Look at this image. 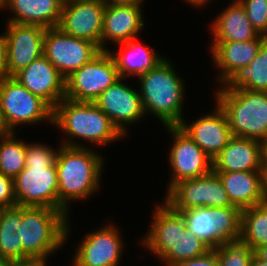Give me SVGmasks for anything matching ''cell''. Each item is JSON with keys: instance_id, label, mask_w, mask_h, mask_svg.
<instances>
[{"instance_id": "1", "label": "cell", "mask_w": 267, "mask_h": 266, "mask_svg": "<svg viewBox=\"0 0 267 266\" xmlns=\"http://www.w3.org/2000/svg\"><path fill=\"white\" fill-rule=\"evenodd\" d=\"M59 151L43 143L26 142L25 168L14 178L18 206L60 210L56 157Z\"/></svg>"}, {"instance_id": "2", "label": "cell", "mask_w": 267, "mask_h": 266, "mask_svg": "<svg viewBox=\"0 0 267 266\" xmlns=\"http://www.w3.org/2000/svg\"><path fill=\"white\" fill-rule=\"evenodd\" d=\"M103 157L89 147H67L59 144L56 157L60 211L67 216L69 204L91 198L100 187Z\"/></svg>"}, {"instance_id": "3", "label": "cell", "mask_w": 267, "mask_h": 266, "mask_svg": "<svg viewBox=\"0 0 267 266\" xmlns=\"http://www.w3.org/2000/svg\"><path fill=\"white\" fill-rule=\"evenodd\" d=\"M52 125L59 127L68 136L61 142V145L67 147H85L77 140H72L75 138L89 141L94 146H106L124 138L111 119L94 102H77L63 98L53 109Z\"/></svg>"}, {"instance_id": "4", "label": "cell", "mask_w": 267, "mask_h": 266, "mask_svg": "<svg viewBox=\"0 0 267 266\" xmlns=\"http://www.w3.org/2000/svg\"><path fill=\"white\" fill-rule=\"evenodd\" d=\"M172 64L164 58L153 69L138 77L145 115L149 113L156 116L165 127L179 126L184 120L185 83Z\"/></svg>"}, {"instance_id": "5", "label": "cell", "mask_w": 267, "mask_h": 266, "mask_svg": "<svg viewBox=\"0 0 267 266\" xmlns=\"http://www.w3.org/2000/svg\"><path fill=\"white\" fill-rule=\"evenodd\" d=\"M216 104L225 112L232 135L261 142L267 137V92L221 85Z\"/></svg>"}, {"instance_id": "6", "label": "cell", "mask_w": 267, "mask_h": 266, "mask_svg": "<svg viewBox=\"0 0 267 266\" xmlns=\"http://www.w3.org/2000/svg\"><path fill=\"white\" fill-rule=\"evenodd\" d=\"M69 216L48 207H22L23 260H47L70 234Z\"/></svg>"}, {"instance_id": "7", "label": "cell", "mask_w": 267, "mask_h": 266, "mask_svg": "<svg viewBox=\"0 0 267 266\" xmlns=\"http://www.w3.org/2000/svg\"><path fill=\"white\" fill-rule=\"evenodd\" d=\"M0 117L6 132L38 122L53 124V109L14 77L0 79Z\"/></svg>"}, {"instance_id": "8", "label": "cell", "mask_w": 267, "mask_h": 266, "mask_svg": "<svg viewBox=\"0 0 267 266\" xmlns=\"http://www.w3.org/2000/svg\"><path fill=\"white\" fill-rule=\"evenodd\" d=\"M241 209L229 207H201L183 214L186 226L211 249L223 242L241 237Z\"/></svg>"}, {"instance_id": "9", "label": "cell", "mask_w": 267, "mask_h": 266, "mask_svg": "<svg viewBox=\"0 0 267 266\" xmlns=\"http://www.w3.org/2000/svg\"><path fill=\"white\" fill-rule=\"evenodd\" d=\"M120 79L115 61L102 50L65 79V98L77 102H94L101 93Z\"/></svg>"}, {"instance_id": "10", "label": "cell", "mask_w": 267, "mask_h": 266, "mask_svg": "<svg viewBox=\"0 0 267 266\" xmlns=\"http://www.w3.org/2000/svg\"><path fill=\"white\" fill-rule=\"evenodd\" d=\"M166 194L164 201L176 211L234 206L228 199L220 177L213 170L199 178L177 182L166 191Z\"/></svg>"}, {"instance_id": "11", "label": "cell", "mask_w": 267, "mask_h": 266, "mask_svg": "<svg viewBox=\"0 0 267 266\" xmlns=\"http://www.w3.org/2000/svg\"><path fill=\"white\" fill-rule=\"evenodd\" d=\"M101 51L95 43L67 35L58 27L46 29L43 55L65 79Z\"/></svg>"}, {"instance_id": "12", "label": "cell", "mask_w": 267, "mask_h": 266, "mask_svg": "<svg viewBox=\"0 0 267 266\" xmlns=\"http://www.w3.org/2000/svg\"><path fill=\"white\" fill-rule=\"evenodd\" d=\"M173 144L168 154L172 169L167 189L181 180L199 178L213 170V160L179 126H167Z\"/></svg>"}, {"instance_id": "13", "label": "cell", "mask_w": 267, "mask_h": 266, "mask_svg": "<svg viewBox=\"0 0 267 266\" xmlns=\"http://www.w3.org/2000/svg\"><path fill=\"white\" fill-rule=\"evenodd\" d=\"M111 223L86 234L75 249L72 266H119L124 243Z\"/></svg>"}, {"instance_id": "14", "label": "cell", "mask_w": 267, "mask_h": 266, "mask_svg": "<svg viewBox=\"0 0 267 266\" xmlns=\"http://www.w3.org/2000/svg\"><path fill=\"white\" fill-rule=\"evenodd\" d=\"M6 25L7 77H13L43 55L46 28L13 22Z\"/></svg>"}, {"instance_id": "15", "label": "cell", "mask_w": 267, "mask_h": 266, "mask_svg": "<svg viewBox=\"0 0 267 266\" xmlns=\"http://www.w3.org/2000/svg\"><path fill=\"white\" fill-rule=\"evenodd\" d=\"M118 79L94 103L111 119L118 130L127 136V125H134L146 116L139 91ZM142 119V120H141Z\"/></svg>"}, {"instance_id": "16", "label": "cell", "mask_w": 267, "mask_h": 266, "mask_svg": "<svg viewBox=\"0 0 267 266\" xmlns=\"http://www.w3.org/2000/svg\"><path fill=\"white\" fill-rule=\"evenodd\" d=\"M105 8L102 0H82L63 5L57 27L63 33L91 41L101 49Z\"/></svg>"}, {"instance_id": "17", "label": "cell", "mask_w": 267, "mask_h": 266, "mask_svg": "<svg viewBox=\"0 0 267 266\" xmlns=\"http://www.w3.org/2000/svg\"><path fill=\"white\" fill-rule=\"evenodd\" d=\"M13 77L31 93L43 99L52 109L65 98V78L44 55L32 61Z\"/></svg>"}, {"instance_id": "18", "label": "cell", "mask_w": 267, "mask_h": 266, "mask_svg": "<svg viewBox=\"0 0 267 266\" xmlns=\"http://www.w3.org/2000/svg\"><path fill=\"white\" fill-rule=\"evenodd\" d=\"M267 37L260 35L248 41H212L210 53L220 73L216 77L219 85L230 83L256 57Z\"/></svg>"}, {"instance_id": "19", "label": "cell", "mask_w": 267, "mask_h": 266, "mask_svg": "<svg viewBox=\"0 0 267 266\" xmlns=\"http://www.w3.org/2000/svg\"><path fill=\"white\" fill-rule=\"evenodd\" d=\"M185 119L179 127L213 160L233 137L225 112L215 104L211 114L191 124Z\"/></svg>"}, {"instance_id": "20", "label": "cell", "mask_w": 267, "mask_h": 266, "mask_svg": "<svg viewBox=\"0 0 267 266\" xmlns=\"http://www.w3.org/2000/svg\"><path fill=\"white\" fill-rule=\"evenodd\" d=\"M142 5H106L103 16L101 50H108L106 41L118 44L139 38L144 27Z\"/></svg>"}, {"instance_id": "21", "label": "cell", "mask_w": 267, "mask_h": 266, "mask_svg": "<svg viewBox=\"0 0 267 266\" xmlns=\"http://www.w3.org/2000/svg\"><path fill=\"white\" fill-rule=\"evenodd\" d=\"M261 142L233 136L213 159L214 172L261 171Z\"/></svg>"}, {"instance_id": "22", "label": "cell", "mask_w": 267, "mask_h": 266, "mask_svg": "<svg viewBox=\"0 0 267 266\" xmlns=\"http://www.w3.org/2000/svg\"><path fill=\"white\" fill-rule=\"evenodd\" d=\"M163 202L154 207L150 229L140 241L159 260L175 248L177 239V211Z\"/></svg>"}, {"instance_id": "23", "label": "cell", "mask_w": 267, "mask_h": 266, "mask_svg": "<svg viewBox=\"0 0 267 266\" xmlns=\"http://www.w3.org/2000/svg\"><path fill=\"white\" fill-rule=\"evenodd\" d=\"M232 205L241 210L265 202L261 171L216 172Z\"/></svg>"}, {"instance_id": "24", "label": "cell", "mask_w": 267, "mask_h": 266, "mask_svg": "<svg viewBox=\"0 0 267 266\" xmlns=\"http://www.w3.org/2000/svg\"><path fill=\"white\" fill-rule=\"evenodd\" d=\"M211 24V41H248L260 36L239 0H233ZM214 39V40H213Z\"/></svg>"}, {"instance_id": "25", "label": "cell", "mask_w": 267, "mask_h": 266, "mask_svg": "<svg viewBox=\"0 0 267 266\" xmlns=\"http://www.w3.org/2000/svg\"><path fill=\"white\" fill-rule=\"evenodd\" d=\"M63 3L61 0H7V9L13 13L6 22L57 27Z\"/></svg>"}, {"instance_id": "26", "label": "cell", "mask_w": 267, "mask_h": 266, "mask_svg": "<svg viewBox=\"0 0 267 266\" xmlns=\"http://www.w3.org/2000/svg\"><path fill=\"white\" fill-rule=\"evenodd\" d=\"M136 39L118 43L117 45L119 47L121 45L122 49L120 48L116 52L108 49L115 61L120 78L126 79L132 75L140 77L165 58L149 46L141 45Z\"/></svg>"}, {"instance_id": "27", "label": "cell", "mask_w": 267, "mask_h": 266, "mask_svg": "<svg viewBox=\"0 0 267 266\" xmlns=\"http://www.w3.org/2000/svg\"><path fill=\"white\" fill-rule=\"evenodd\" d=\"M22 206L4 208L0 215V257L23 260Z\"/></svg>"}, {"instance_id": "28", "label": "cell", "mask_w": 267, "mask_h": 266, "mask_svg": "<svg viewBox=\"0 0 267 266\" xmlns=\"http://www.w3.org/2000/svg\"><path fill=\"white\" fill-rule=\"evenodd\" d=\"M211 248L186 226L183 214L177 211V239L172 248L161 260L165 266H175L180 261L192 259L208 252Z\"/></svg>"}, {"instance_id": "29", "label": "cell", "mask_w": 267, "mask_h": 266, "mask_svg": "<svg viewBox=\"0 0 267 266\" xmlns=\"http://www.w3.org/2000/svg\"><path fill=\"white\" fill-rule=\"evenodd\" d=\"M241 237L254 251L267 245V202L242 209Z\"/></svg>"}, {"instance_id": "30", "label": "cell", "mask_w": 267, "mask_h": 266, "mask_svg": "<svg viewBox=\"0 0 267 266\" xmlns=\"http://www.w3.org/2000/svg\"><path fill=\"white\" fill-rule=\"evenodd\" d=\"M15 135V132L0 135V172L12 179L25 168L26 158V142Z\"/></svg>"}, {"instance_id": "31", "label": "cell", "mask_w": 267, "mask_h": 266, "mask_svg": "<svg viewBox=\"0 0 267 266\" xmlns=\"http://www.w3.org/2000/svg\"><path fill=\"white\" fill-rule=\"evenodd\" d=\"M227 84L230 87L267 92V38L254 60Z\"/></svg>"}, {"instance_id": "32", "label": "cell", "mask_w": 267, "mask_h": 266, "mask_svg": "<svg viewBox=\"0 0 267 266\" xmlns=\"http://www.w3.org/2000/svg\"><path fill=\"white\" fill-rule=\"evenodd\" d=\"M219 266H251L253 248L242 238L223 242L214 248Z\"/></svg>"}, {"instance_id": "33", "label": "cell", "mask_w": 267, "mask_h": 266, "mask_svg": "<svg viewBox=\"0 0 267 266\" xmlns=\"http://www.w3.org/2000/svg\"><path fill=\"white\" fill-rule=\"evenodd\" d=\"M252 27L267 37V0H239Z\"/></svg>"}, {"instance_id": "34", "label": "cell", "mask_w": 267, "mask_h": 266, "mask_svg": "<svg viewBox=\"0 0 267 266\" xmlns=\"http://www.w3.org/2000/svg\"><path fill=\"white\" fill-rule=\"evenodd\" d=\"M16 205L14 179L0 172V207L9 208Z\"/></svg>"}, {"instance_id": "35", "label": "cell", "mask_w": 267, "mask_h": 266, "mask_svg": "<svg viewBox=\"0 0 267 266\" xmlns=\"http://www.w3.org/2000/svg\"><path fill=\"white\" fill-rule=\"evenodd\" d=\"M175 266H219V265L216 257V252L214 251V249H210L208 252H206L201 256L180 261Z\"/></svg>"}, {"instance_id": "36", "label": "cell", "mask_w": 267, "mask_h": 266, "mask_svg": "<svg viewBox=\"0 0 267 266\" xmlns=\"http://www.w3.org/2000/svg\"><path fill=\"white\" fill-rule=\"evenodd\" d=\"M7 42L4 34L0 35V79L7 77Z\"/></svg>"}, {"instance_id": "37", "label": "cell", "mask_w": 267, "mask_h": 266, "mask_svg": "<svg viewBox=\"0 0 267 266\" xmlns=\"http://www.w3.org/2000/svg\"><path fill=\"white\" fill-rule=\"evenodd\" d=\"M48 260L42 259H28L14 261L11 266H47Z\"/></svg>"}, {"instance_id": "38", "label": "cell", "mask_w": 267, "mask_h": 266, "mask_svg": "<svg viewBox=\"0 0 267 266\" xmlns=\"http://www.w3.org/2000/svg\"><path fill=\"white\" fill-rule=\"evenodd\" d=\"M102 1L106 5H143L144 0H102Z\"/></svg>"}, {"instance_id": "39", "label": "cell", "mask_w": 267, "mask_h": 266, "mask_svg": "<svg viewBox=\"0 0 267 266\" xmlns=\"http://www.w3.org/2000/svg\"><path fill=\"white\" fill-rule=\"evenodd\" d=\"M261 174L263 195L265 202H267V164H262Z\"/></svg>"}, {"instance_id": "40", "label": "cell", "mask_w": 267, "mask_h": 266, "mask_svg": "<svg viewBox=\"0 0 267 266\" xmlns=\"http://www.w3.org/2000/svg\"><path fill=\"white\" fill-rule=\"evenodd\" d=\"M254 254L261 260L267 262V245L257 248Z\"/></svg>"}, {"instance_id": "41", "label": "cell", "mask_w": 267, "mask_h": 266, "mask_svg": "<svg viewBox=\"0 0 267 266\" xmlns=\"http://www.w3.org/2000/svg\"><path fill=\"white\" fill-rule=\"evenodd\" d=\"M262 164H267V137L261 141Z\"/></svg>"}, {"instance_id": "42", "label": "cell", "mask_w": 267, "mask_h": 266, "mask_svg": "<svg viewBox=\"0 0 267 266\" xmlns=\"http://www.w3.org/2000/svg\"><path fill=\"white\" fill-rule=\"evenodd\" d=\"M212 0H185V2H187V4H191V6L194 7H203L207 4H209V2H211Z\"/></svg>"}, {"instance_id": "43", "label": "cell", "mask_w": 267, "mask_h": 266, "mask_svg": "<svg viewBox=\"0 0 267 266\" xmlns=\"http://www.w3.org/2000/svg\"><path fill=\"white\" fill-rule=\"evenodd\" d=\"M251 266H267V262L259 259L255 254H253Z\"/></svg>"}, {"instance_id": "44", "label": "cell", "mask_w": 267, "mask_h": 266, "mask_svg": "<svg viewBox=\"0 0 267 266\" xmlns=\"http://www.w3.org/2000/svg\"><path fill=\"white\" fill-rule=\"evenodd\" d=\"M14 260L0 257V266H11Z\"/></svg>"}, {"instance_id": "45", "label": "cell", "mask_w": 267, "mask_h": 266, "mask_svg": "<svg viewBox=\"0 0 267 266\" xmlns=\"http://www.w3.org/2000/svg\"><path fill=\"white\" fill-rule=\"evenodd\" d=\"M0 9L7 10V0H0Z\"/></svg>"}, {"instance_id": "46", "label": "cell", "mask_w": 267, "mask_h": 266, "mask_svg": "<svg viewBox=\"0 0 267 266\" xmlns=\"http://www.w3.org/2000/svg\"><path fill=\"white\" fill-rule=\"evenodd\" d=\"M6 133L5 127L2 123L1 117H0V135Z\"/></svg>"}, {"instance_id": "47", "label": "cell", "mask_w": 267, "mask_h": 266, "mask_svg": "<svg viewBox=\"0 0 267 266\" xmlns=\"http://www.w3.org/2000/svg\"><path fill=\"white\" fill-rule=\"evenodd\" d=\"M63 5H66V4H69V3H72V2H76V1H82V0H61Z\"/></svg>"}, {"instance_id": "48", "label": "cell", "mask_w": 267, "mask_h": 266, "mask_svg": "<svg viewBox=\"0 0 267 266\" xmlns=\"http://www.w3.org/2000/svg\"><path fill=\"white\" fill-rule=\"evenodd\" d=\"M3 209H4V208L0 207V215H1L2 211H3Z\"/></svg>"}]
</instances>
